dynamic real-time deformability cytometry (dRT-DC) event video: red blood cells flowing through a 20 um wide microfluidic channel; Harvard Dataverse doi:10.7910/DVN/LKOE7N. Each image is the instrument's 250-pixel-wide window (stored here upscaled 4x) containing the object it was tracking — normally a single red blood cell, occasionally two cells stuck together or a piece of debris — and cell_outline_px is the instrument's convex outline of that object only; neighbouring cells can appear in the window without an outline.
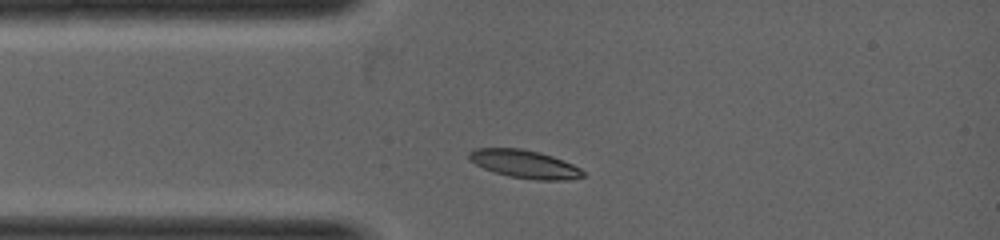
{"species": "common noctule bat (a hibernating species)", "species_latin": "Nyctalus noctula", "temperature_condition": "warm", "stored_images_in_passage": 1, "camera_frame_rate_fps": 5000, "um_per_image_px": 0.085, "animal": {"sex": "female", "body_mass_g": 19.0, "forearm_length_mm": 53.3}, "frame": {"image": 1, "passage_image": 1, "time_ms": 0.0, "image_size_px": [1000, 240], "cell_outline_px": [[584, 176], [568, 180], [536, 180], [508, 176], [484, 168], [468, 160], [468, 152], [476, 148], [520, 148], [540, 152], [552, 156], [572, 164], [580, 168], [584, 172]], "centroid_in_image_um": [44.58, 13.94], "position_along_channel_um": 40.4, "area_um2": 18.61}}